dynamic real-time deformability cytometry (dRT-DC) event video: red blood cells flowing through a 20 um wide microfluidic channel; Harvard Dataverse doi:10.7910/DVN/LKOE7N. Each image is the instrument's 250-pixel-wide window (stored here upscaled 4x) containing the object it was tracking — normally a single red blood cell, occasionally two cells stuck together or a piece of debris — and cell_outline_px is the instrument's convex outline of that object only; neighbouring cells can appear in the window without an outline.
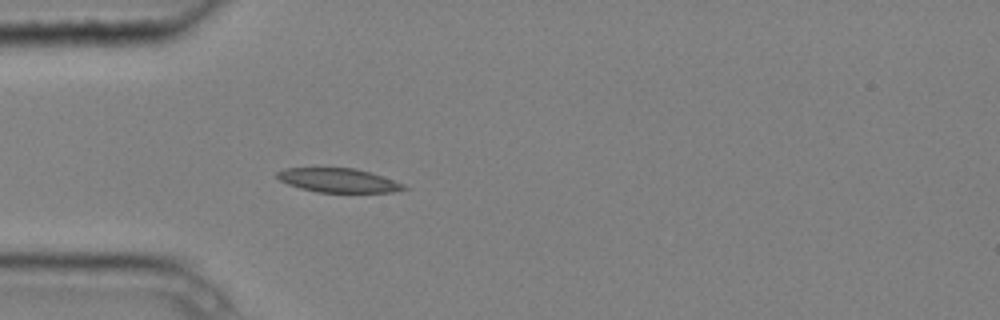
{"species": "common noctule bat (a hibernating species)", "species_latin": "Nyctalus noctula", "temperature_condition": "cold", "stored_images_in_passage": 1, "camera_frame_rate_fps": 3000, "um_per_image_px": 0.085, "animal": {"sex": "male", "body_mass_g": 20.4}, "frame": {"image": 1, "passage_image": 1, "time_ms": 0.0, "image_size_px": [1000, 320], "cell_outline_px": [[408, 188], [392, 192], [316, 192], [300, 188], [288, 184], [280, 180], [276, 176], [276, 172], [284, 168], [356, 168], [404, 184]], "centroid_in_image_um": [28.71, 15.33], "position_along_channel_um": 56.3, "area_um2": 17.51}}